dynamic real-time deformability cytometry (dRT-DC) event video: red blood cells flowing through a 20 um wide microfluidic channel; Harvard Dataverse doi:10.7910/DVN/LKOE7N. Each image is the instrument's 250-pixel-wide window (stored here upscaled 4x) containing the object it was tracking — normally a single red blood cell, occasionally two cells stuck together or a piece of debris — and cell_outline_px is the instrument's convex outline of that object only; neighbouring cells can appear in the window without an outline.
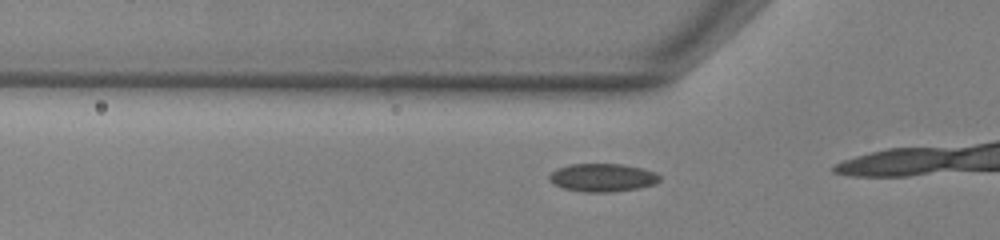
{"species": "common noctule bat (a hibernating species)", "species_latin": "Nyctalus noctula", "temperature_condition": "warm", "stored_images_in_passage": 15, "camera_frame_rate_fps": 3000, "um_per_image_px": 0.085, "animal": {"sex": "male", "body_mass_g": 13.0, "forearm_length_mm": 53.1}, "frame": {"image": 1, "passage_image": 13, "time_ms": 4.0, "image_size_px": [1000, 240], "cell_outline_px": [[660, 180], [656, 184], [640, 188], [604, 192], [584, 192], [564, 188], [548, 180], [548, 176], [556, 168], [572, 164], [620, 164], [644, 168], [656, 172], [660, 176]], "centroid_in_image_um": [51.24, 15.09], "position_along_channel_um": 74.6, "area_um2": 18.09}}